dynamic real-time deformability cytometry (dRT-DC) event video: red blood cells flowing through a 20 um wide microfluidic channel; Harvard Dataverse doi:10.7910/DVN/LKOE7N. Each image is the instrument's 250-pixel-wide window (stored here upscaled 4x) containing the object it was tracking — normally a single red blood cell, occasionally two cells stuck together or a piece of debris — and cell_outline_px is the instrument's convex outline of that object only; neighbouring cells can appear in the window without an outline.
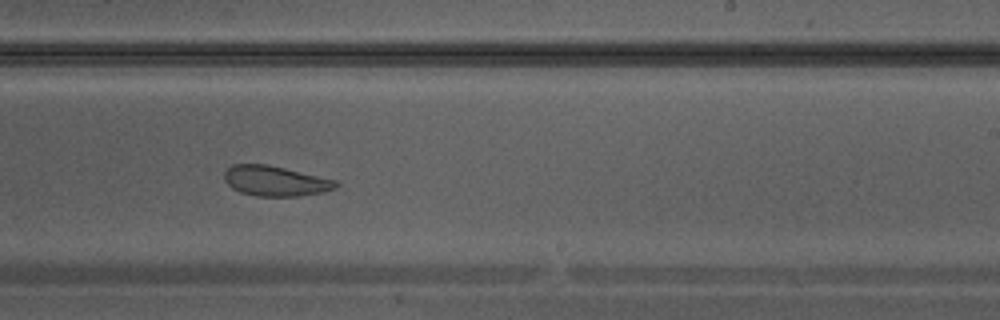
{"species": "Egyptian fruit bat (a non-hibernating species)", "species_latin": "Rousettus aegyptiacus", "temperature_condition": "warm", "stored_images_in_passage": 26, "camera_frame_rate_fps": 3000, "um_per_image_px": 0.085, "animal": {"sex": "male"}, "frame": {"image": 1, "passage_image": 12, "time_ms": 3.667, "image_size_px": [1000, 320], "cell_outline_px": [[340, 184], [336, 188], [320, 192], [300, 196], [256, 196], [240, 192], [232, 188], [224, 180], [224, 172], [232, 164], [268, 164], [340, 180]], "centroid_in_image_um": [23.44, 15.37], "position_along_channel_um": 265.6, "area_um2": 19.88}}